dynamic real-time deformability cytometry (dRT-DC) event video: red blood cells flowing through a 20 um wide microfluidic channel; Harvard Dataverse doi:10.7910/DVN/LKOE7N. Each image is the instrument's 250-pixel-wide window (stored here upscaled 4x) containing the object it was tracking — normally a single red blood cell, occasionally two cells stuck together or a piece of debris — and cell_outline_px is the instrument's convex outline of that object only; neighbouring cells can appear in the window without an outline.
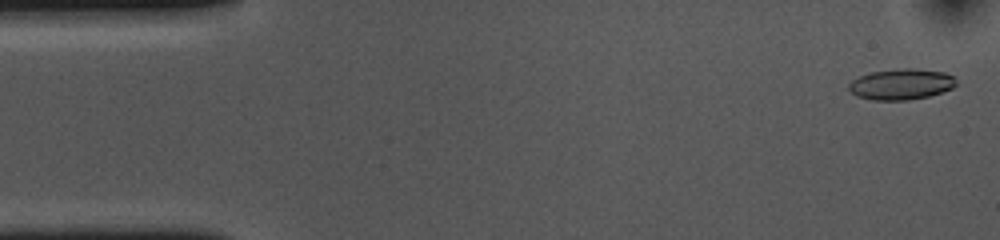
{"species": "common noctule bat (a hibernating species)", "species_latin": "Nyctalus noctula", "temperature_condition": "cold", "stored_images_in_passage": 12, "camera_frame_rate_fps": 3000, "um_per_image_px": 0.085, "animal": {"sex": "female", "body_mass_g": 10.0, "forearm_length_mm": 53.1}, "frame": {"image": 1, "passage_image": 2, "time_ms": 0.333, "image_size_px": [1000, 240], "cell_outline_px": [[956, 84], [952, 88], [928, 96], [908, 100], [872, 100], [856, 96], [848, 88], [848, 84], [852, 80], [860, 76], [872, 72], [904, 68], [912, 68], [944, 72], [956, 76]], "centroid_in_image_um": [76.61, 7.16], "position_along_channel_um": 8.4, "area_um2": 19.25}}